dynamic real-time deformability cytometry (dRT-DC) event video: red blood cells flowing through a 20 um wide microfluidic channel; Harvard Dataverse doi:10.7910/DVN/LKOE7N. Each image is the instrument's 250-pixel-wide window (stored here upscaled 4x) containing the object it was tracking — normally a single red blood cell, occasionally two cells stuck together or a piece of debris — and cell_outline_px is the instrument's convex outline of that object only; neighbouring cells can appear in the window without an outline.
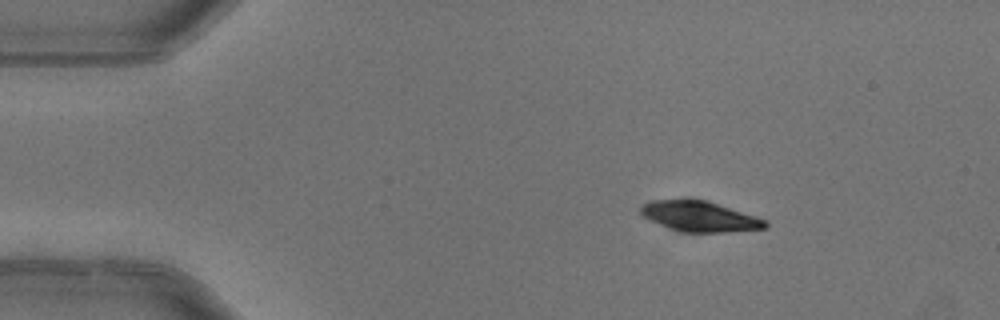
{"species": "common noctule bat (a hibernating species)", "species_latin": "Nyctalus noctula", "temperature_condition": "warm", "stored_images_in_passage": 5, "camera_frame_rate_fps": 3000, "um_per_image_px": 0.085, "animal": {"sex": "female"}, "frame": {"image": 1, "passage_image": 3, "time_ms": 0.667, "image_size_px": [1000, 320], "cell_outline_px": [[768, 228], [728, 232], [684, 232], [668, 228], [648, 220], [640, 212], [640, 208], [648, 200], [708, 200], [756, 216], [764, 220], [768, 224]], "centroid_in_image_um": [59.47, 18.4], "position_along_channel_um": 25.5, "area_um2": 22.02}}
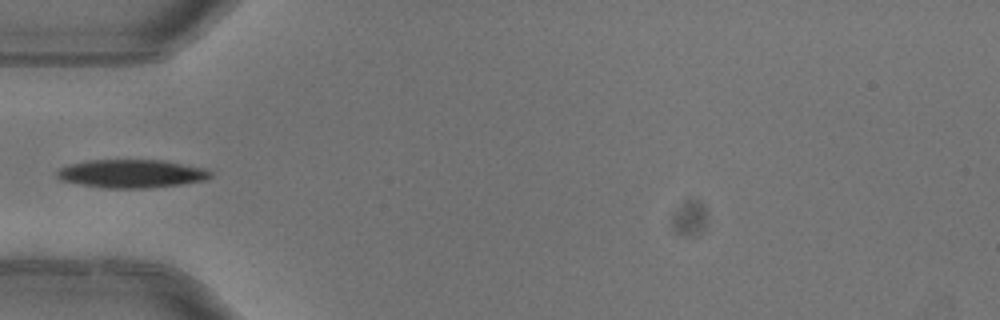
{"frame": {"image": 2, "passage_image": 5, "time_ms": 1.333, "image_size_px": [1000, 320], "cell_outline_px": [[212, 176], [208, 180], [184, 184], [148, 188], [104, 188], [60, 180], [56, 176], [56, 172], [60, 168], [72, 164], [88, 160], [164, 160], [208, 168], [212, 172]], "centroid_in_image_um": [11.27, 14.76], "position_along_channel_um": 73.7, "area_um2": 25.55}}